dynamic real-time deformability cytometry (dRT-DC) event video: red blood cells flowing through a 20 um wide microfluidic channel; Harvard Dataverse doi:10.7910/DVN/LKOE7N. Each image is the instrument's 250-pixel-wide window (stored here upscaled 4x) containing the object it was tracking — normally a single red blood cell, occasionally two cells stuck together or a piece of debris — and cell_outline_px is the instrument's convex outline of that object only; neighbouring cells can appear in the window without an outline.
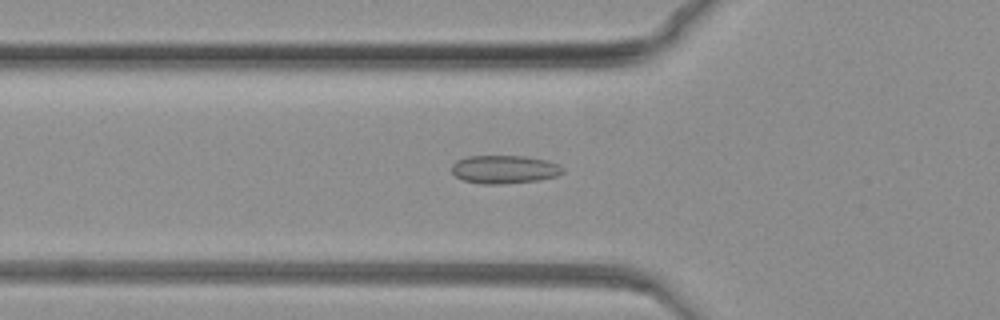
{"species": "common noctule bat (a hibernating species)", "species_latin": "Nyctalus noctula", "temperature_condition": "warm", "stored_images_in_passage": 66, "camera_frame_rate_fps": 3000, "um_per_image_px": 0.085, "animal": {"sex": "female", "body_mass_g": 19.3, "forearm_length_mm": 54.1}, "frame": {"image": 1, "passage_image": 13, "time_ms": 4.0, "image_size_px": [1000, 320], "cell_outline_px": [[564, 172], [556, 176], [540, 180], [500, 184], [480, 184], [464, 180], [456, 176], [452, 172], [452, 164], [456, 160], [468, 156], [524, 156], [548, 160], [564, 168]], "centroid_in_image_um": [42.87, 14.39], "position_along_channel_um": 82.9, "area_um2": 18.32}}
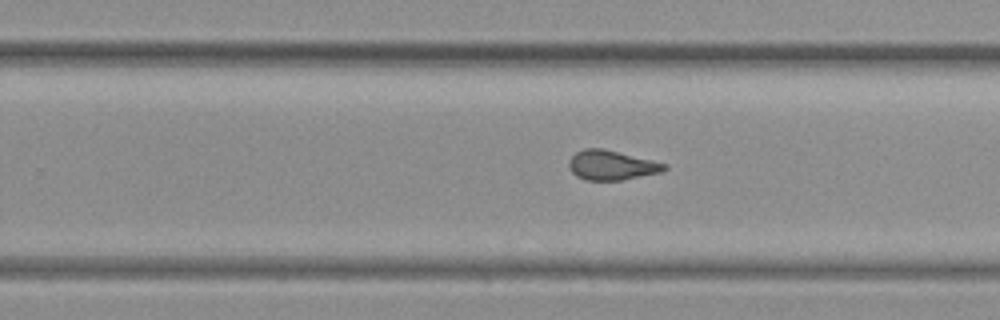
{"frame": {"image": 2, "passage_image": 36, "time_ms": 11.667, "image_size_px": [1000, 320], "cell_outline_px": [[668, 168], [660, 172], [620, 180], [584, 180], [576, 176], [568, 168], [568, 160], [576, 152], [584, 148], [604, 148], [668, 164]], "centroid_in_image_um": [51.95, 14.03], "position_along_channel_um": 277.9, "area_um2": 16.53}}
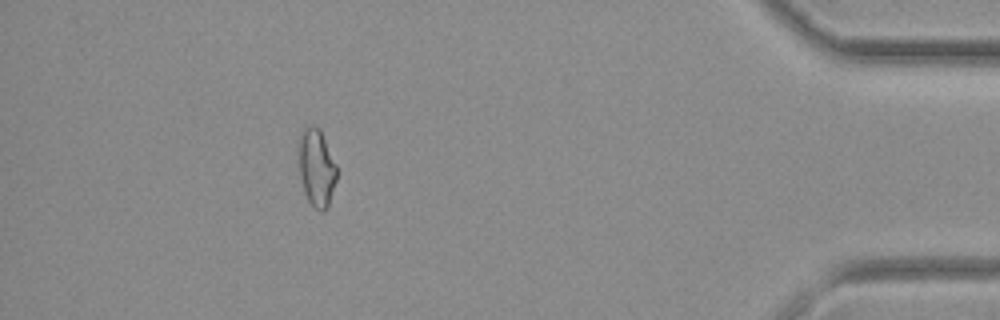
{"frame": {"image": 3, "passage_image": 58, "time_ms": 19.0, "image_size_px": [1000, 320], "cell_outline_px": [[336, 180], [328, 208], [324, 212], [320, 212], [308, 200], [304, 192], [300, 176], [300, 136], [304, 128], [308, 124], [316, 124], [320, 128], [336, 164]], "centroid_in_image_um": [26.93, 14.25], "position_along_channel_um": 408.3, "area_um2": 17.11}}